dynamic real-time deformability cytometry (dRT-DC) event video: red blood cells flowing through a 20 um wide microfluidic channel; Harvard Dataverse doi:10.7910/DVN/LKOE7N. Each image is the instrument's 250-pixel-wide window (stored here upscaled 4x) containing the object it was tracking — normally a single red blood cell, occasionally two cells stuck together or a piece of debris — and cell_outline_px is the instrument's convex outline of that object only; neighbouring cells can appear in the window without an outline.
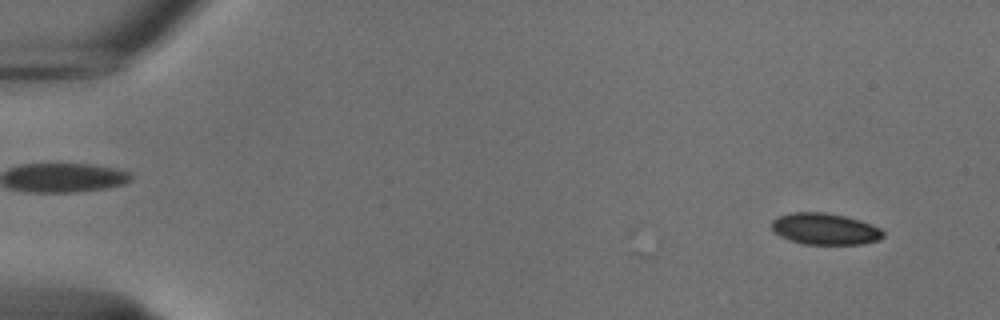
{"species": "common noctule bat (a hibernating species)", "species_latin": "Nyctalus noctula", "temperature_condition": "cold", "stored_images_in_passage": 3, "camera_frame_rate_fps": 3000, "um_per_image_px": 0.085, "animal": {"sex": "male", "body_mass_g": 18.8}, "frame": {"image": 1, "passage_image": 3, "time_ms": 0.667, "image_size_px": [1000, 320], "cell_outline_px": [[884, 236], [880, 240], [860, 244], [804, 244], [788, 240], [780, 236], [772, 228], [772, 220], [780, 216], [792, 212], [824, 212], [844, 216], [860, 220], [880, 228], [884, 232]], "centroid_in_image_um": [70.13, 19.46], "position_along_channel_um": 14.9, "area_um2": 20.4}}